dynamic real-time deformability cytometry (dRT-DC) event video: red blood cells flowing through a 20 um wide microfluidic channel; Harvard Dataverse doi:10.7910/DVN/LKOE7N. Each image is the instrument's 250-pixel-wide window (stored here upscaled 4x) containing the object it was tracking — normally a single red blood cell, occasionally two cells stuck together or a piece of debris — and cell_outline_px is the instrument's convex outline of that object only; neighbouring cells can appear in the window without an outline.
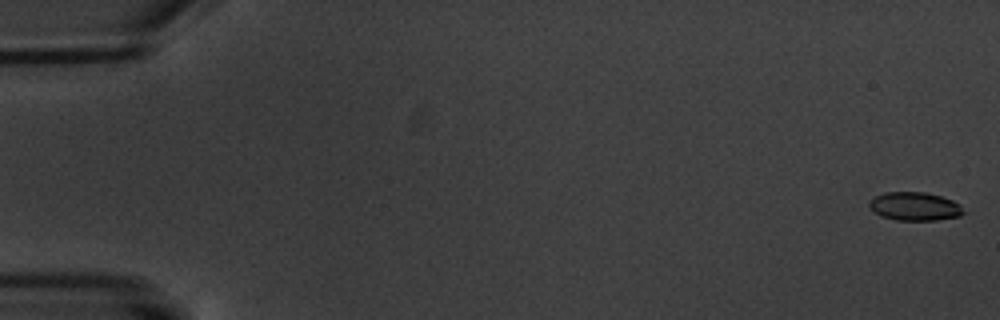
{"species": "common noctule bat (a hibernating species)", "species_latin": "Nyctalus noctula", "temperature_condition": "warm", "stored_images_in_passage": 7, "camera_frame_rate_fps": 3000, "um_per_image_px": 0.085, "animal": {"sex": "male", "body_mass_g": 20.1, "forearm_length_mm": 53.5}, "frame": {"image": 1, "passage_image": 1, "time_ms": 0.0, "image_size_px": [1000, 320], "cell_outline_px": [[964, 212], [960, 216], [936, 220], [896, 220], [880, 216], [872, 212], [868, 204], [868, 200], [884, 192], [924, 192], [940, 196], [952, 200], [960, 204]], "centroid_in_image_um": [77.71, 17.54], "position_along_channel_um": 7.3, "area_um2": 15.72}}
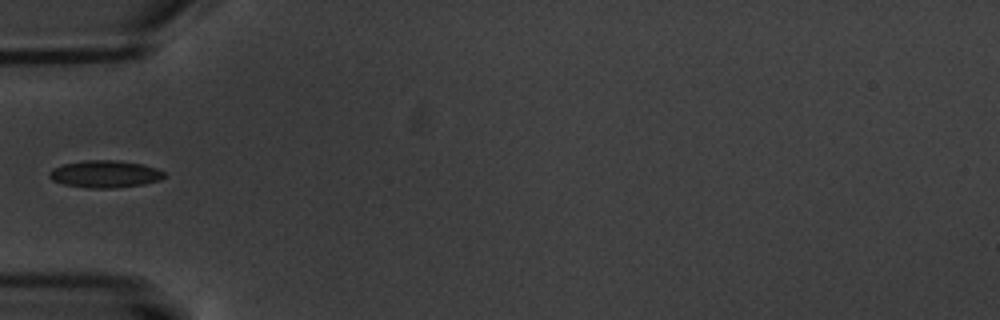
{"frame": {"image": 2, "passage_image": 5, "time_ms": 6.667, "image_size_px": [1000, 320], "cell_outline_px": [[164, 176], [160, 180], [144, 184], [112, 188], [88, 188], [64, 184], [52, 180], [48, 176], [48, 172], [52, 168], [64, 164], [84, 160], [120, 160], [144, 164], [156, 168], [164, 172]], "centroid_in_image_um": [8.91, 14.78], "position_along_channel_um": 76.1, "area_um2": 18.32}}